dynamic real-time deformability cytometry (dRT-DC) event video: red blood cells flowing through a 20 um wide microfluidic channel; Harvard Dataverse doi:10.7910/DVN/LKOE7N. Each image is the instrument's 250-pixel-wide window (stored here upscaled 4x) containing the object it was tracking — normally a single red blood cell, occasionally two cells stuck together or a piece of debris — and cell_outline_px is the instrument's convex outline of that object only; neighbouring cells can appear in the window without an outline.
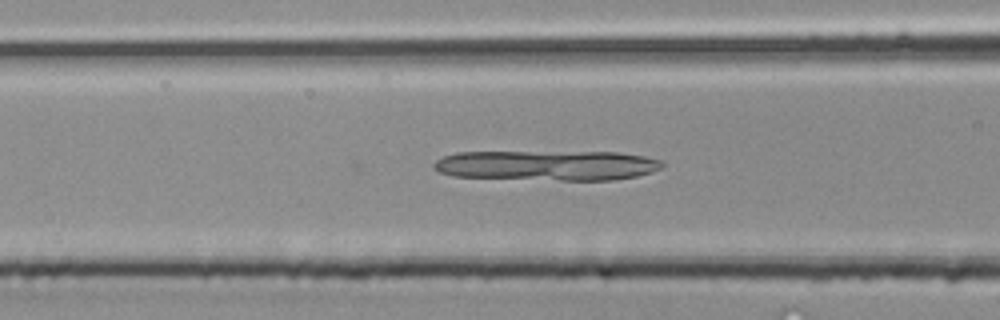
{"species": "common noctule bat (a hibernating species)", "species_latin": "Nyctalus noctula", "temperature_condition": "room temperature", "stored_images_in_passage": 15, "camera_frame_rate_fps": 3000, "um_per_image_px": 0.085, "animal": {"sex": "male", "body_mass_g": 20.4}, "frame": {"image": 1, "passage_image": 4, "time_ms": 1.0, "image_size_px": [1000, 320], "cell_outline_px": [[664, 164], [660, 168], [652, 172], [636, 176], [612, 180], [560, 180], [452, 176], [440, 172], [432, 168], [432, 164], [436, 160], [444, 156], [456, 152], [616, 152], [644, 156], [664, 160]], "centroid_in_image_um": [46.51, 14.05], "position_along_channel_um": 120.1, "area_um2": 40.17}}
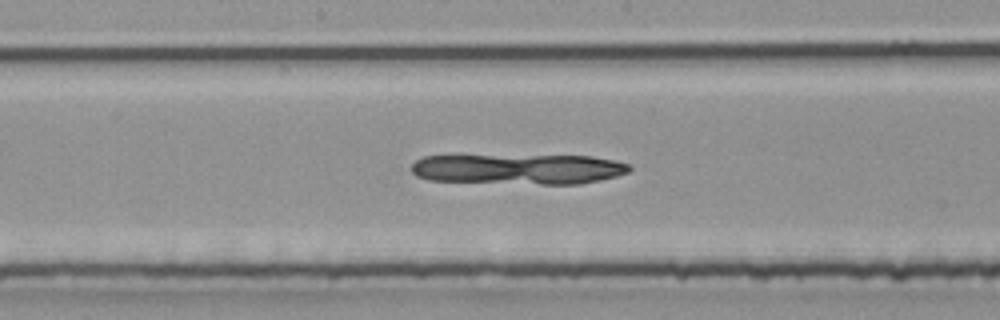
{"frame": {"image": 2, "passage_image": 9, "time_ms": 2.667, "image_size_px": [1000, 320], "cell_outline_px": [[632, 168], [628, 172], [616, 176], [600, 180], [580, 184], [540, 184], [428, 180], [416, 176], [412, 172], [412, 164], [416, 160], [424, 156], [460, 152], [592, 156], [632, 164]], "centroid_in_image_um": [43.97, 14.3], "position_along_channel_um": 204.2, "area_um2": 40.81}}
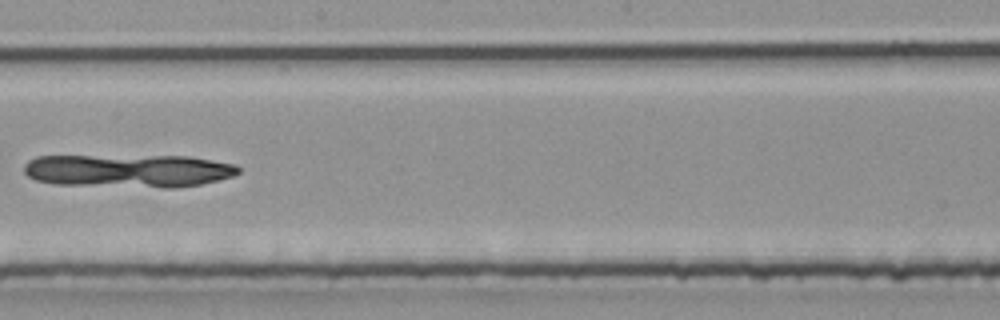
{"frame": {"image": 3, "passage_image": 11, "time_ms": 3.333, "image_size_px": [1000, 320], "cell_outline_px": [[240, 172], [232, 176], [200, 184], [172, 188], [164, 188], [52, 184], [36, 180], [28, 176], [24, 172], [24, 164], [28, 160], [36, 156], [188, 156], [236, 164], [240, 168]], "centroid_in_image_um": [10.89, 14.51], "position_along_channel_um": 237.3, "area_um2": 41.62}}